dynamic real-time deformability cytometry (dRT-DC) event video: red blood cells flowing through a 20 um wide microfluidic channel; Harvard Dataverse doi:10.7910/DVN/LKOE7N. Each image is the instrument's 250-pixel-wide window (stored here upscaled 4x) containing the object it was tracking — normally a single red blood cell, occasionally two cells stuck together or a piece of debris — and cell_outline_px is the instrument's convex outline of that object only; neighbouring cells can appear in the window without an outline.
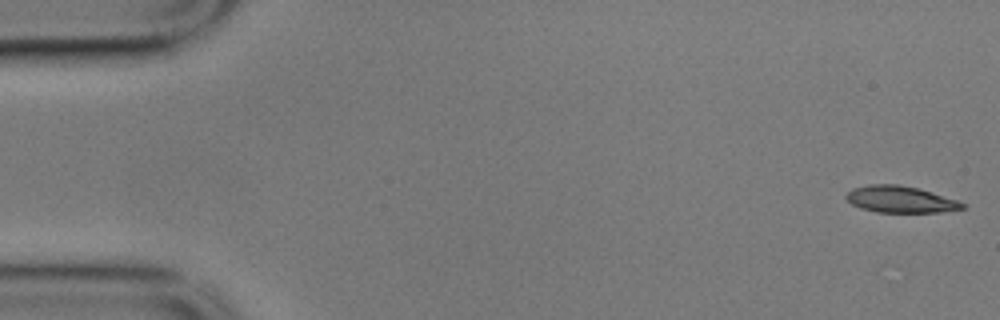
{"species": "common noctule bat (a hibernating species)", "species_latin": "Nyctalus noctula", "temperature_condition": "cold", "stored_images_in_passage": 10, "camera_frame_rate_fps": 3000, "um_per_image_px": 0.085, "animal": {"sex": "male", "body_mass_g": 17.9}, "frame": {"image": 1, "passage_image": 1, "time_ms": 0.0, "image_size_px": [1000, 320], "cell_outline_px": [[968, 204], [964, 208], [940, 212], [876, 212], [860, 208], [852, 204], [844, 196], [852, 188], [868, 184], [896, 184], [916, 188], [956, 200]], "centroid_in_image_um": [76.49, 16.95], "position_along_channel_um": 8.5, "area_um2": 17.86}}